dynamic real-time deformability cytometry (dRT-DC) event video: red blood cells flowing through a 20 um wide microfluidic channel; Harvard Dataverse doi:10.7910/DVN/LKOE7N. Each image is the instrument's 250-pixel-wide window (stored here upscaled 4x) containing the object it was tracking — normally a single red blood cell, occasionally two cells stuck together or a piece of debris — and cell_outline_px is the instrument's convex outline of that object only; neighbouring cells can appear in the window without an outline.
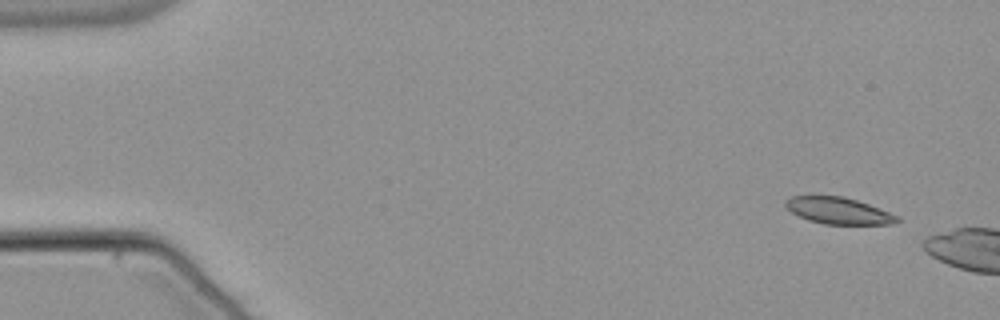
{"species": "common noctule bat (a hibernating species)", "species_latin": "Nyctalus noctula", "temperature_condition": "warm", "stored_images_in_passage": 10, "camera_frame_rate_fps": 3000, "um_per_image_px": 0.085, "animal": {"sex": "male", "body_mass_g": 21.5, "forearm_length_mm": 52.0}, "frame": {"image": 1, "passage_image": 4, "time_ms": 1.0, "image_size_px": [1000, 320], "cell_outline_px": [[900, 220], [892, 224], [824, 224], [808, 220], [792, 212], [784, 204], [784, 200], [792, 196], [812, 192], [844, 196], [868, 204], [900, 216]], "centroid_in_image_um": [71.2, 17.85], "position_along_channel_um": 13.8, "area_um2": 17.98}}